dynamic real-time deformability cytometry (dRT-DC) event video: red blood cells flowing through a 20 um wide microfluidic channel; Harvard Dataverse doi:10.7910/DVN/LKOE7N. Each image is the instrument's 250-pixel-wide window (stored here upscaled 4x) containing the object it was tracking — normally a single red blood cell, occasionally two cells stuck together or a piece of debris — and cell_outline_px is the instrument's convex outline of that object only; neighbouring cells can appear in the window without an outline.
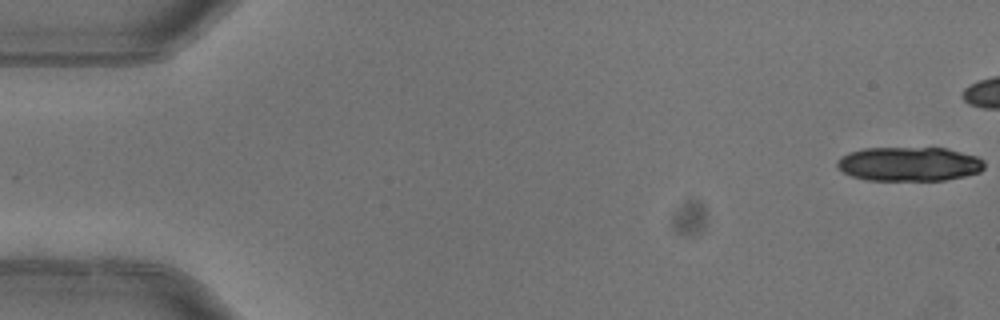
{"species": "common noctule bat (a hibernating species)", "species_latin": "Nyctalus noctula", "temperature_condition": "warm", "stored_images_in_passage": 7, "camera_frame_rate_fps": 3000, "um_per_image_px": 0.085, "animal": {"sex": "female"}, "frame": {"image": 1, "passage_image": 1, "time_ms": 0.0, "image_size_px": [1000, 320], "cell_outline_px": [[984, 168], [980, 172], [964, 176], [944, 180], [864, 180], [852, 176], [844, 172], [836, 164], [836, 160], [840, 156], [848, 152], [864, 148], [944, 148], [976, 156], [984, 160]], "centroid_in_image_um": [77.25, 13.94], "position_along_channel_um": 7.7, "area_um2": 29.36}}